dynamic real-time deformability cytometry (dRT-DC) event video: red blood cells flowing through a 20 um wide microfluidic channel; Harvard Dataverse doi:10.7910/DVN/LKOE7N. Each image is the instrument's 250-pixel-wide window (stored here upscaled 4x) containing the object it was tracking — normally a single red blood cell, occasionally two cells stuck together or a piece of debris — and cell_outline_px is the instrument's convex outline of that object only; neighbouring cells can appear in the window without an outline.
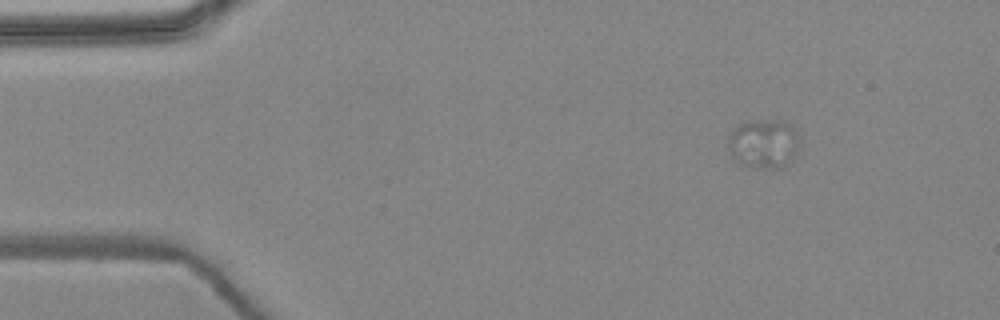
{"species": "common noctule bat (a hibernating species)", "species_latin": "Nyctalus noctula", "temperature_condition": "warm", "stored_images_in_passage": 5, "camera_frame_rate_fps": 3000, "um_per_image_px": 0.085, "animal": {"sex": "female", "body_mass_g": 24.6, "forearm_length_mm": 56.2}, "frame": {"image": 1, "passage_image": 5, "time_ms": 1.333, "image_size_px": [1000, 320], "cell_outline_px": [[800, 140], [792, 160], [780, 168], [756, 168], [740, 164], [732, 156], [728, 148], [728, 136], [740, 124], [748, 120], [784, 120], [796, 128]], "centroid_in_image_um": [64.93, 12.19], "position_along_channel_um": 20.1, "area_um2": 20.69}}